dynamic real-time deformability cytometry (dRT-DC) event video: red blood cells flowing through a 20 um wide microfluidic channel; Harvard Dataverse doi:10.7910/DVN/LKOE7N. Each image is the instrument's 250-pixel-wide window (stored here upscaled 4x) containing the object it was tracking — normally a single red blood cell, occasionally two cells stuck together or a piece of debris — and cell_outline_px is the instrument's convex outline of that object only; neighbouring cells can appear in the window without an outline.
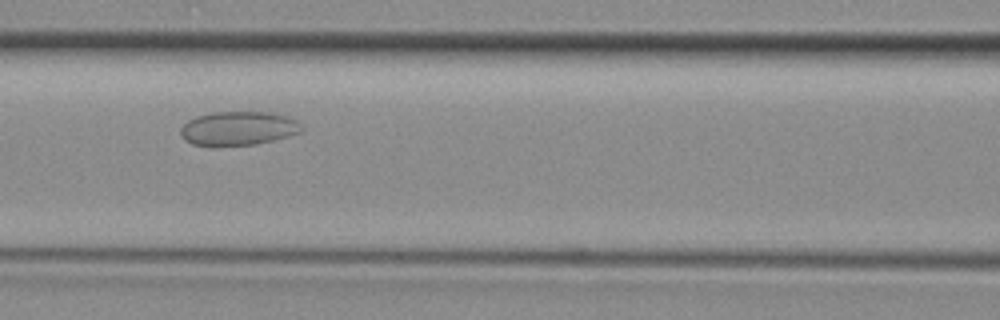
{"species": "common noctule bat (a hibernating species)", "species_latin": "Nyctalus noctula", "temperature_condition": "room temperature", "stored_images_in_passage": 42, "camera_frame_rate_fps": 3000, "um_per_image_px": 0.085, "animal": {"sex": "female", "body_mass_g": 29.2, "forearm_length_mm": 56.3}, "frame": {"image": 1, "passage_image": 15, "time_ms": 4.667, "image_size_px": [1000, 320], "cell_outline_px": [[304, 128], [300, 132], [288, 136], [272, 140], [252, 144], [192, 144], [184, 140], [180, 132], [180, 128], [188, 120], [196, 116], [212, 112], [272, 112], [292, 116]], "centroid_in_image_um": [20.29, 10.87], "position_along_channel_um": 146.3, "area_um2": 23.64}}
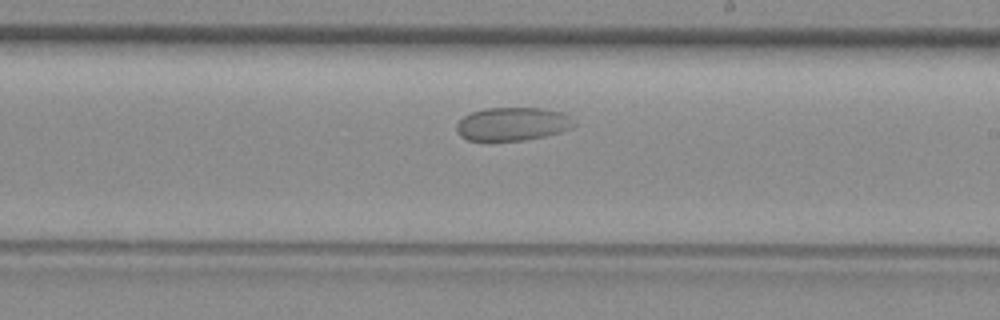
{"frame": {"image": 2, "passage_image": 22, "time_ms": 7.0, "image_size_px": [1000, 320], "cell_outline_px": [[576, 124], [572, 128], [560, 132], [544, 136], [524, 140], [468, 140], [460, 136], [456, 128], [456, 124], [464, 116], [472, 112], [484, 108], [544, 108], [560, 112], [568, 116]], "centroid_in_image_um": [43.55, 10.53], "position_along_channel_um": 245.4, "area_um2": 22.66}}
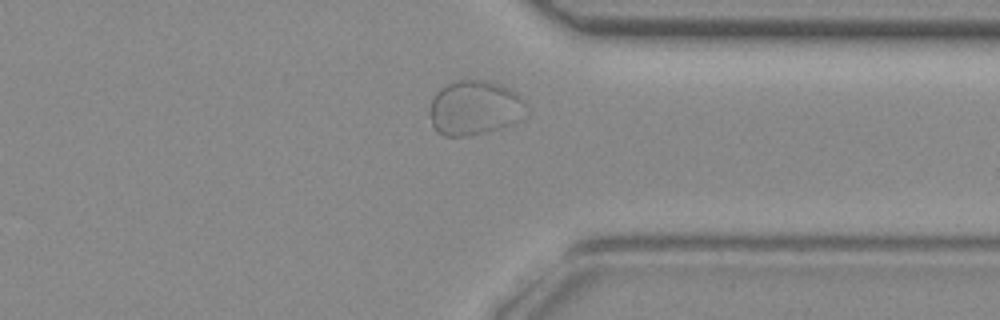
{"frame": {"image": 3, "passage_image": 31, "time_ms": 10.0, "image_size_px": [1000, 320], "cell_outline_px": [[528, 104], [508, 124], [480, 132], [464, 136], [444, 136], [436, 132], [432, 124], [428, 112], [428, 108], [436, 92], [444, 84], [456, 80], [488, 80], [500, 84], [516, 92]], "centroid_in_image_um": [40.22, 9.12], "position_along_channel_um": 371.2, "area_um2": 30.11}}